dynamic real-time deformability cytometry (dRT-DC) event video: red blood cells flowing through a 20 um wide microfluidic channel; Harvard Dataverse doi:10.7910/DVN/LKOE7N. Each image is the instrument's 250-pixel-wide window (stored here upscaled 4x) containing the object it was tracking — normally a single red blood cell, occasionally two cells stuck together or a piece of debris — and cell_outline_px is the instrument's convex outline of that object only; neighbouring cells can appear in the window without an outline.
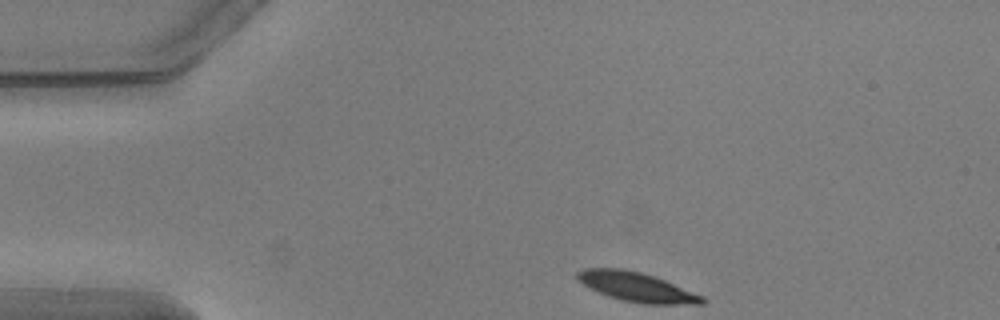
{"species": "common noctule bat (a hibernating species)", "species_latin": "Nyctalus noctula", "temperature_condition": "warm", "stored_images_in_passage": 46, "camera_frame_rate_fps": 3000, "um_per_image_px": 0.085, "animal": {"sex": "male", "body_mass_g": 20.5, "forearm_length_mm": 52.5}, "frame": {"image": 1, "passage_image": 1, "time_ms": 0.0, "image_size_px": [1000, 320], "cell_outline_px": [[708, 300], [704, 304], [644, 304], [620, 300], [608, 296], [584, 284], [576, 276], [576, 272], [584, 268], [620, 268], [640, 272], [664, 280], [704, 296]], "centroid_in_image_um": [54.16, 24.4], "position_along_channel_um": 30.8, "area_um2": 21.15}}
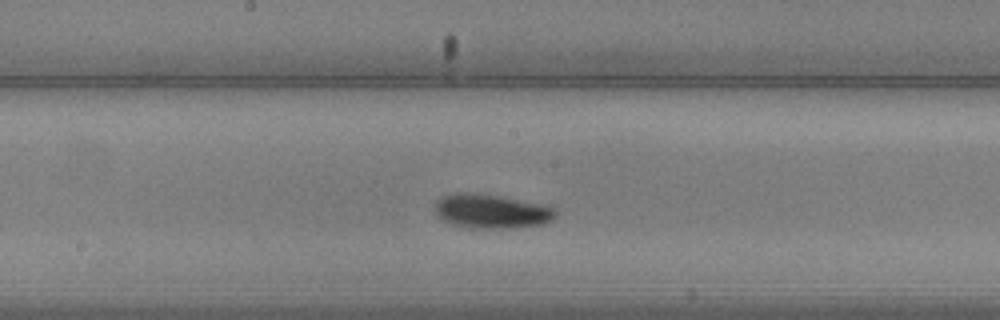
{"frame": {"image": 2, "passage_image": 20, "time_ms": 6.333, "image_size_px": [1000, 320], "cell_outline_px": [[560, 212], [552, 220], [544, 224], [520, 228], [460, 228], [440, 220], [436, 216], [436, 200], [440, 196], [452, 192], [476, 192], [548, 204], [556, 208]], "centroid_in_image_um": [41.79, 17.95], "position_along_channel_um": 206.4, "area_um2": 25.2}}
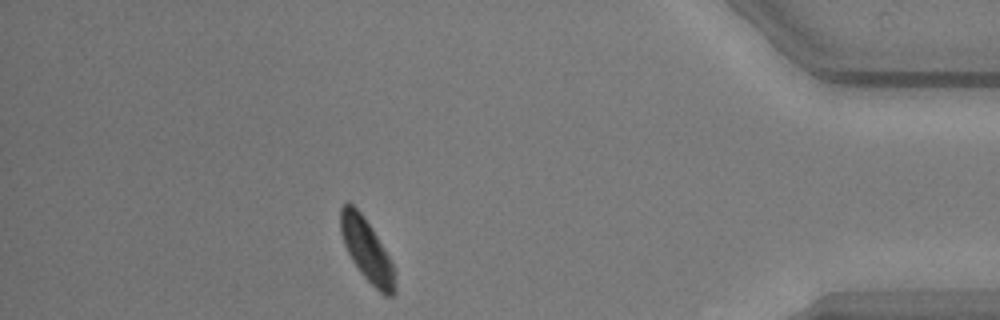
{"frame": {"image": 3, "passage_image": 40, "time_ms": 13.0, "image_size_px": [1000, 320], "cell_outline_px": [[396, 296], [384, 296], [360, 272], [352, 260], [344, 244], [340, 232], [340, 208], [344, 204], [352, 204], [360, 212], [384, 248], [396, 272]], "centroid_in_image_um": [31.2, 21.32], "position_along_channel_um": 404.0, "area_um2": 19.54}, "authors_computed_cell_mechanics": {"area_um2": 22.253, "velocity_mm_per_s": 3.6203, "shape_relaxation_time_tau1_ms": 2.9375, "shape_relaxation_time_tau2_ms": null, "deformation_change_tau1": 0.1436, "deformation_change_tau2": null}}